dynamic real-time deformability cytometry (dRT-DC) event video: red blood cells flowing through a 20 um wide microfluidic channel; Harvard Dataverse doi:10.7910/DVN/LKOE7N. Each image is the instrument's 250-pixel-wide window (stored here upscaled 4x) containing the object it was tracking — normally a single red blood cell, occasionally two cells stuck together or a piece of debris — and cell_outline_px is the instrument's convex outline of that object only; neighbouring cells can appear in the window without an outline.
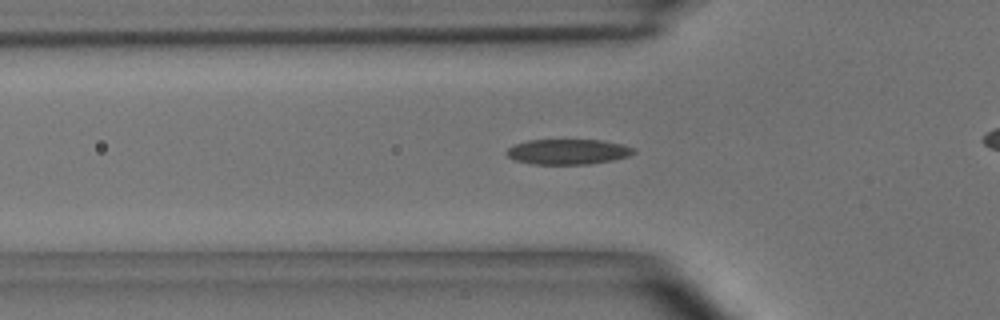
{"species": "common noctule bat (a hibernating species)", "species_latin": "Nyctalus noctula", "temperature_condition": "room temperature", "stored_images_in_passage": 40, "camera_frame_rate_fps": 3000, "um_per_image_px": 0.085, "animal": {"sex": "male", "body_mass_g": 15.6}, "frame": {"image": 1, "passage_image": 12, "time_ms": 3.667, "image_size_px": [1000, 320], "cell_outline_px": [[636, 152], [628, 156], [612, 160], [588, 164], [532, 164], [516, 160], [508, 156], [504, 152], [508, 148], [516, 144], [528, 140], [604, 140], [624, 144], [632, 148]], "centroid_in_image_um": [48.28, 12.89], "position_along_channel_um": 77.5, "area_um2": 18.67}, "authors_computed_cell_mechanics": {"area_um2": 18.4671, "velocity_mm_per_s": 3.9422, "shape_relaxation_time_tau1_ms": 5.6433, "shape_relaxation_time_tau2_ms": 2.7939, "deformation_change_tau1": 0.1634, "deformation_change_tau2": 0.1125}}